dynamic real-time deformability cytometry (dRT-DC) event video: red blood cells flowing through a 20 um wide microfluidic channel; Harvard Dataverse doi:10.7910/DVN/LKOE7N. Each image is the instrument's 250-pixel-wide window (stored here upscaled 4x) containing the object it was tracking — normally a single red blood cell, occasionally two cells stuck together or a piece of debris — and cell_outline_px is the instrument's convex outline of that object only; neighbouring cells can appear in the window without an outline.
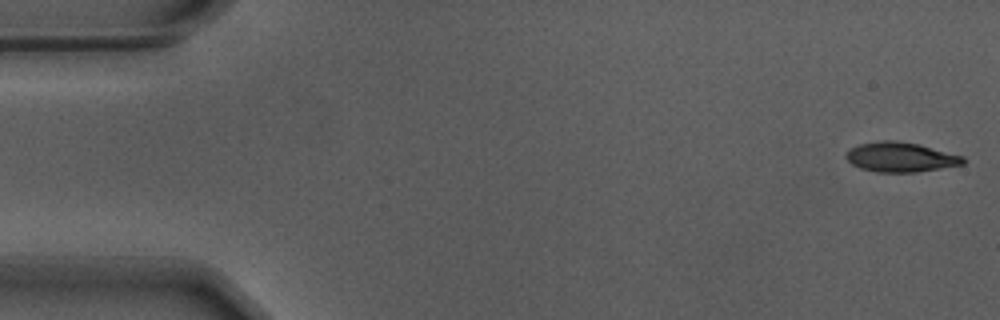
{"species": "Egyptian fruit bat (a non-hibernating species)", "species_latin": "Rousettus aegyptiacus", "temperature_condition": "warm", "stored_images_in_passage": 51, "camera_frame_rate_fps": 3000, "um_per_image_px": 0.085, "animal": {"sex": "male"}, "frame": {"image": 1, "passage_image": 1, "time_ms": 0.0, "image_size_px": [1000, 320], "cell_outline_px": [[968, 160], [964, 164], [916, 172], [876, 172], [860, 168], [852, 164], [844, 156], [852, 148], [860, 144], [880, 140], [896, 140], [920, 144], [964, 156]], "centroid_in_image_um": [76.59, 13.35], "position_along_channel_um": 8.4, "area_um2": 20.35}}
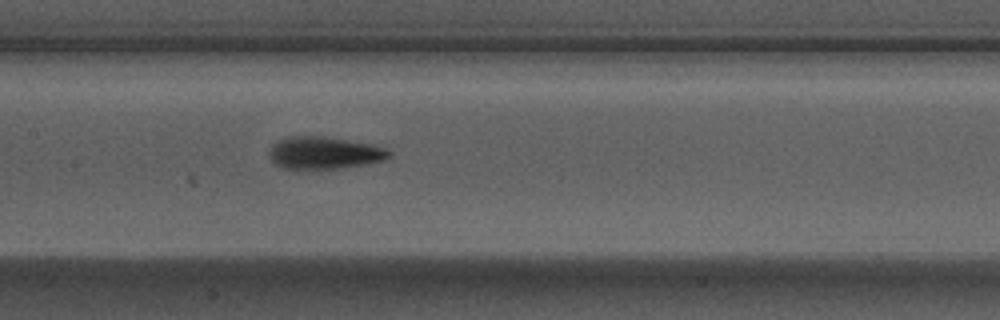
{"frame": {"image": 2, "passage_image": 26, "time_ms": 8.333, "image_size_px": [1000, 320], "cell_outline_px": [[392, 156], [384, 160], [364, 164], [316, 172], [296, 172], [284, 168], [276, 164], [268, 156], [268, 152], [272, 144], [288, 136], [316, 136], [372, 144], [384, 148], [392, 152]], "centroid_in_image_um": [27.49, 13.06], "position_along_channel_um": 179.9, "area_um2": 23.29}}
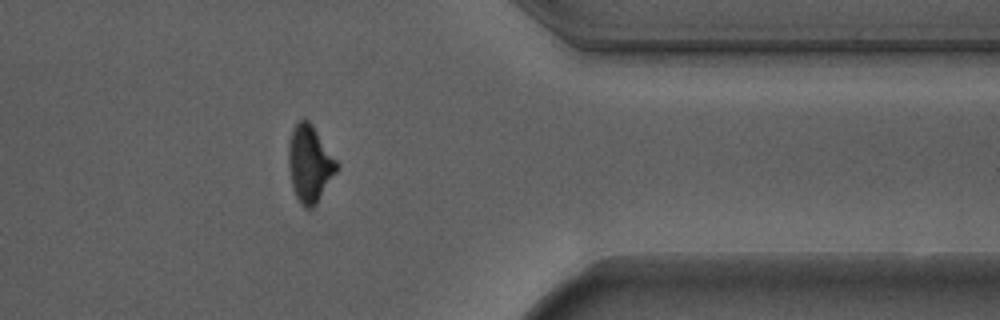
{"frame": {"image": 3, "passage_image": 44, "time_ms": 14.333, "image_size_px": [1000, 320], "cell_outline_px": [[340, 168], [316, 204], [312, 208], [304, 208], [300, 204], [296, 196], [292, 184], [288, 164], [288, 148], [292, 128], [300, 120], [308, 120], [312, 124], [340, 164]], "centroid_in_image_um": [26.35, 13.93], "position_along_channel_um": 385.0, "area_um2": 21.73}, "authors_computed_cell_mechanics": {"area_um2": 21.4438, "velocity_mm_per_s": 3.7087, "shape_relaxation_time_tau1_ms": 4.1309, "shape_relaxation_time_tau2_ms": 2.2915, "deformation_change_tau1": 0.1822, "deformation_change_tau2": 0.0965}}